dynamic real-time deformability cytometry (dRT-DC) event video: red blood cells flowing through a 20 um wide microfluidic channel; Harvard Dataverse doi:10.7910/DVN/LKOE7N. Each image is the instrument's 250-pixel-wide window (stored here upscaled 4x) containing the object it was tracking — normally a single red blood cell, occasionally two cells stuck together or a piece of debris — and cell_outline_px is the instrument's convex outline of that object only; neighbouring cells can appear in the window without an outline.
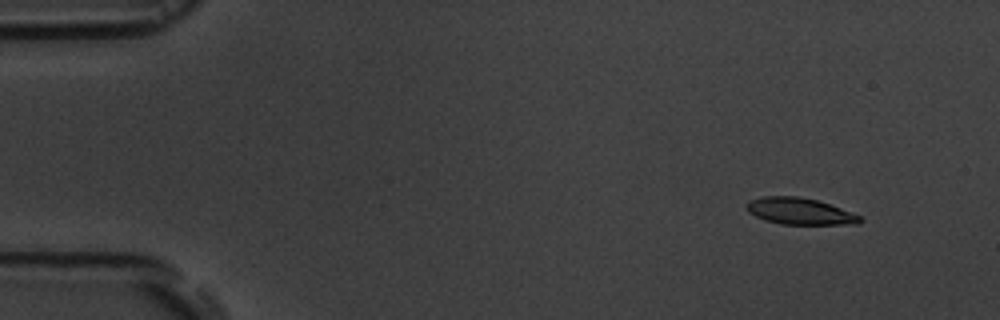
{"species": "common noctule bat (a hibernating species)", "species_latin": "Nyctalus noctula", "temperature_condition": "room temperature", "stored_images_in_passage": 5, "camera_frame_rate_fps": 3000, "um_per_image_px": 0.085, "animal": {"sex": "male", "body_mass_g": 19.5, "forearm_length_mm": 54.6}, "frame": {"image": 1, "passage_image": 2, "time_ms": 1.333, "image_size_px": [1000, 320], "cell_outline_px": [[864, 220], [860, 224], [780, 224], [764, 220], [748, 212], [748, 204], [752, 200], [764, 196], [796, 196], [816, 200], [840, 208], [860, 216]], "centroid_in_image_um": [68.01, 17.97], "position_along_channel_um": 17.0, "area_um2": 17.28}}
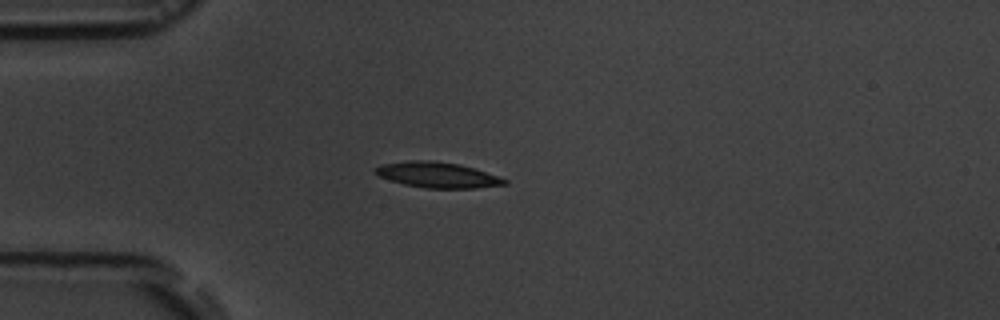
{"frame": {"image": 2, "passage_image": 5, "time_ms": 4.667, "image_size_px": [1000, 320], "cell_outline_px": [[508, 184], [476, 188], [424, 188], [404, 184], [380, 176], [372, 172], [372, 168], [384, 164], [412, 160], [428, 160], [460, 164], [508, 180]], "centroid_in_image_um": [37.15, 14.87], "position_along_channel_um": 47.8, "area_um2": 19.02}}